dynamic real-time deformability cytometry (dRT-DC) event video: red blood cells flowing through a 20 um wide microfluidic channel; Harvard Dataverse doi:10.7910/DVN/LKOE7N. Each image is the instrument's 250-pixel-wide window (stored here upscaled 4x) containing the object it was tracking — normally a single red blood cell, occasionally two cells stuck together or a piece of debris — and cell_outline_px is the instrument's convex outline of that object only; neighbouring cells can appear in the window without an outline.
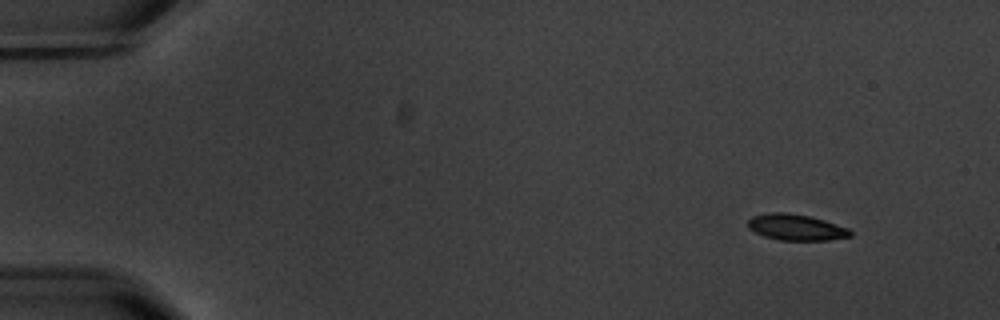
{"species": "common noctule bat (a hibernating species)", "species_latin": "Nyctalus noctula", "temperature_condition": "warm", "stored_images_in_passage": 10, "camera_frame_rate_fps": 3000, "um_per_image_px": 0.085, "animal": {"sex": "male", "body_mass_g": 20.1, "forearm_length_mm": 53.5}, "frame": {"image": 1, "passage_image": 1, "time_ms": 0.0, "image_size_px": [1000, 320], "cell_outline_px": [[852, 236], [828, 240], [780, 240], [764, 236], [748, 228], [748, 220], [752, 216], [768, 212], [784, 212], [808, 216], [824, 220], [848, 228], [852, 232]], "centroid_in_image_um": [67.65, 19.32], "position_along_channel_um": 17.3, "area_um2": 15.49}}
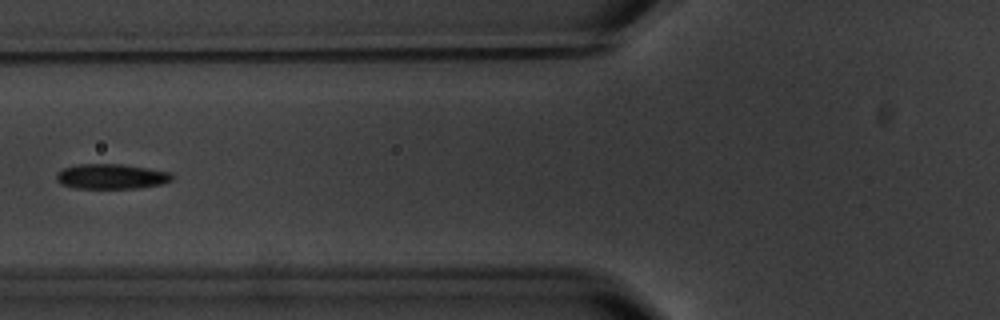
{"frame": {"image": 2, "passage_image": 6, "time_ms": 6.0, "image_size_px": [1000, 320], "cell_outline_px": [[172, 180], [160, 184], [140, 188], [72, 188], [60, 184], [56, 180], [56, 172], [64, 168], [80, 164], [120, 164], [148, 168], [168, 172], [172, 176]], "centroid_in_image_um": [9.4, 15.0], "position_along_channel_um": 116.4, "area_um2": 16.82}}
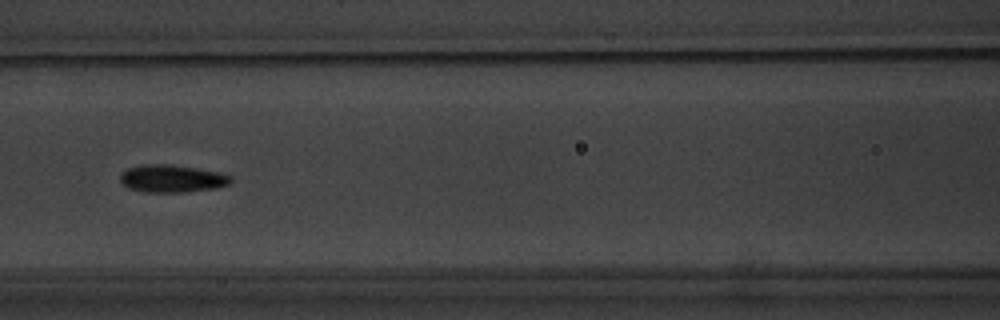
{"frame": {"image": 3, "passage_image": 7, "time_ms": 7.0, "image_size_px": [1000, 320], "cell_outline_px": [[232, 180], [228, 184], [216, 188], [184, 192], [144, 192], [128, 188], [120, 180], [120, 176], [128, 168], [144, 164], [168, 164], [196, 168], [220, 172], [232, 176]], "centroid_in_image_um": [14.63, 15.18], "position_along_channel_um": 152.0, "area_um2": 17.69}}